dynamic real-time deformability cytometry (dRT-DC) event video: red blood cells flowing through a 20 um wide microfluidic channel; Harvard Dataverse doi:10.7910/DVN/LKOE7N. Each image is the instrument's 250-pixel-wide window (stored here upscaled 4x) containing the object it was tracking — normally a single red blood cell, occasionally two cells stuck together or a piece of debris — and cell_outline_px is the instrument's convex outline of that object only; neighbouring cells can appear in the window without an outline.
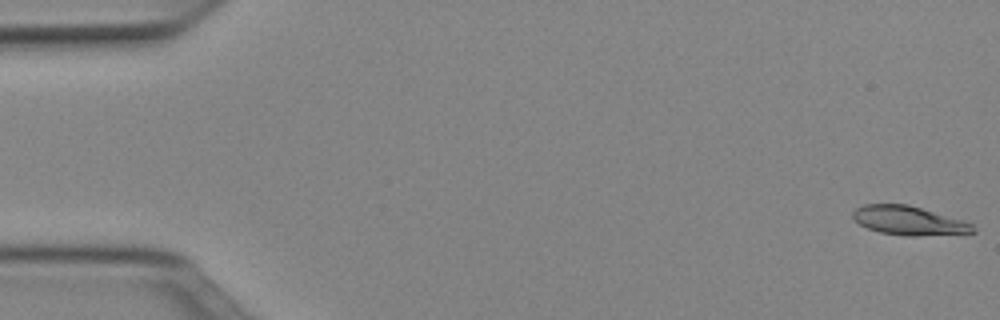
{"species": "Egyptian fruit bat (a non-hibernating species)", "species_latin": "Rousettus aegyptiacus", "temperature_condition": "cold", "stored_images_in_passage": 33, "camera_frame_rate_fps": 3000, "um_per_image_px": 0.085, "animal": {"sex": "female"}, "frame": {"image": 1, "passage_image": 1, "time_ms": 0.0, "image_size_px": [1000, 320], "cell_outline_px": [[976, 232], [916, 236], [904, 236], [880, 232], [868, 228], [860, 224], [852, 216], [852, 212], [856, 208], [864, 204], [908, 204], [964, 220], [972, 224], [976, 228]], "centroid_in_image_um": [77.26, 18.75], "position_along_channel_um": 7.7, "area_um2": 20.23}}
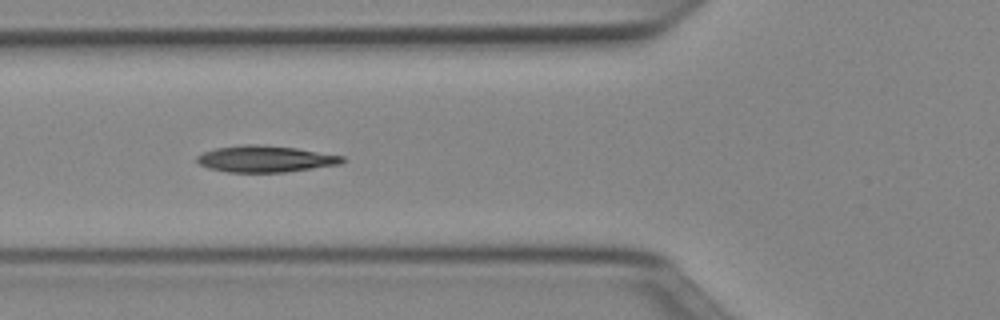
{"frame": {"image": 2, "passage_image": 19, "time_ms": 6.0, "image_size_px": [1000, 320], "cell_outline_px": [[344, 160], [340, 164], [288, 172], [228, 172], [208, 168], [200, 164], [196, 160], [196, 156], [204, 152], [216, 148], [244, 144], [260, 144], [296, 148], [344, 156]], "centroid_in_image_um": [22.54, 13.5], "position_along_channel_um": 103.3, "area_um2": 22.43}}
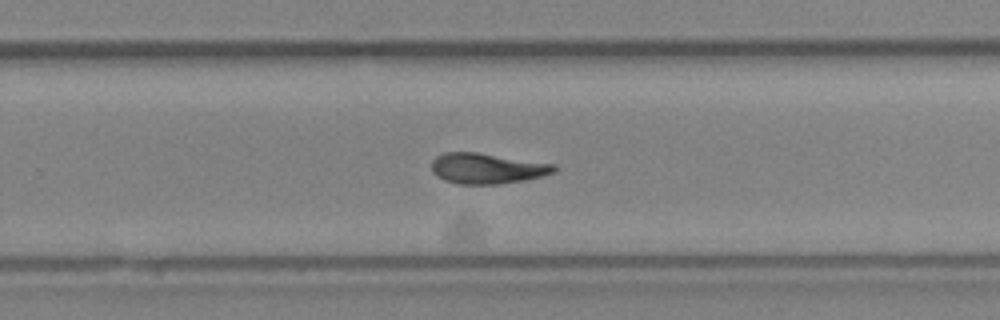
{"frame": {"image": 3, "passage_image": 33, "time_ms": 10.667, "image_size_px": [1000, 320], "cell_outline_px": [[556, 168], [552, 172], [544, 176], [524, 180], [500, 184], [460, 184], [444, 180], [436, 176], [432, 172], [432, 160], [436, 156], [444, 152], [476, 152], [556, 164]], "centroid_in_image_um": [41.38, 14.31], "position_along_channel_um": 288.4, "area_um2": 21.85}}